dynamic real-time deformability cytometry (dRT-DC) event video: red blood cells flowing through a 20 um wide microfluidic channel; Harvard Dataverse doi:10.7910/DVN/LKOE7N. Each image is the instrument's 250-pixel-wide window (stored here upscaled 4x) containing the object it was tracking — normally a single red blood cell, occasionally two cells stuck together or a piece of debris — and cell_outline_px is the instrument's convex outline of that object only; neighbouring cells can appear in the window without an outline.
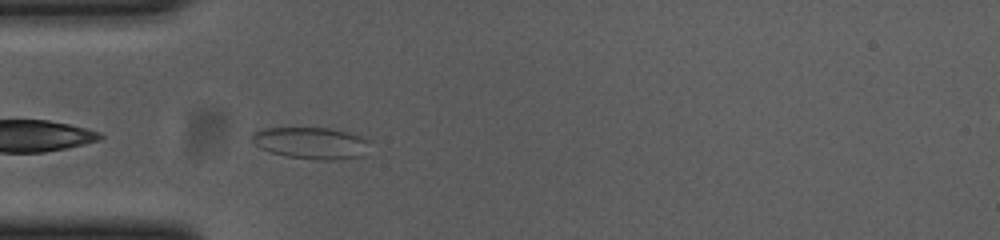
{"species": "common noctule bat (a hibernating species)", "species_latin": "Nyctalus noctula", "temperature_condition": "cold", "stored_images_in_passage": 9, "camera_frame_rate_fps": 3000, "um_per_image_px": 0.085, "animal": {"sex": "female", "body_mass_g": 23.0, "forearm_length_mm": 53.4}, "frame": {"image": 1, "passage_image": 2, "time_ms": 0.333, "image_size_px": [1000, 240], "cell_outline_px": [[372, 140], [364, 156], [332, 160], [320, 160], [288, 156], [272, 152], [260, 148], [252, 140], [252, 132], [264, 128], [328, 128], [360, 132]], "centroid_in_image_um": [26.58, 12.13], "position_along_channel_um": 58.4, "area_um2": 22.31}}